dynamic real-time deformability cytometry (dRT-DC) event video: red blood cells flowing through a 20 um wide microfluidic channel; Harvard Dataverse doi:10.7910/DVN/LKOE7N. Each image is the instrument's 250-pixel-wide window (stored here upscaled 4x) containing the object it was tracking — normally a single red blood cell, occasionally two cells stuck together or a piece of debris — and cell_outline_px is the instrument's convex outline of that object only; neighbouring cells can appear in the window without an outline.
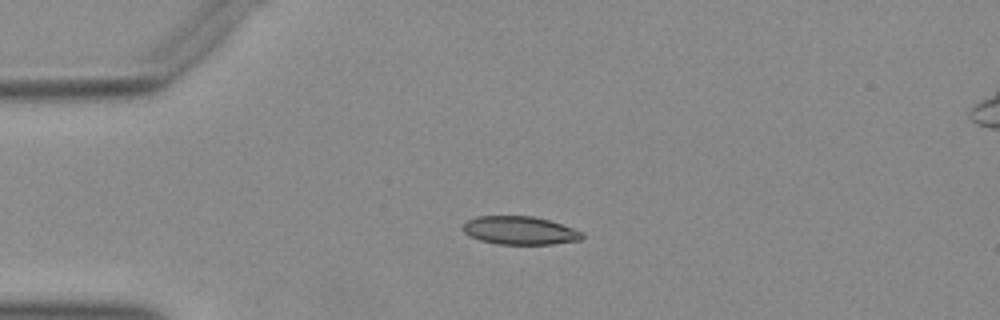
{"species": "Egyptian fruit bat (a non-hibernating species)", "species_latin": "Rousettus aegyptiacus", "temperature_condition": "warm", "stored_images_in_passage": 41, "camera_frame_rate_fps": 3000, "um_per_image_px": 0.085, "animal": {"sex": "female"}, "frame": {"image": 1, "passage_image": 1, "time_ms": 0.0, "image_size_px": [1000, 320], "cell_outline_px": [[584, 236], [580, 240], [552, 244], [496, 244], [480, 240], [468, 236], [460, 228], [468, 220], [476, 216], [532, 216], [548, 220], [584, 232]], "centroid_in_image_um": [44.15, 19.59], "position_along_channel_um": 40.9, "area_um2": 19.65}}
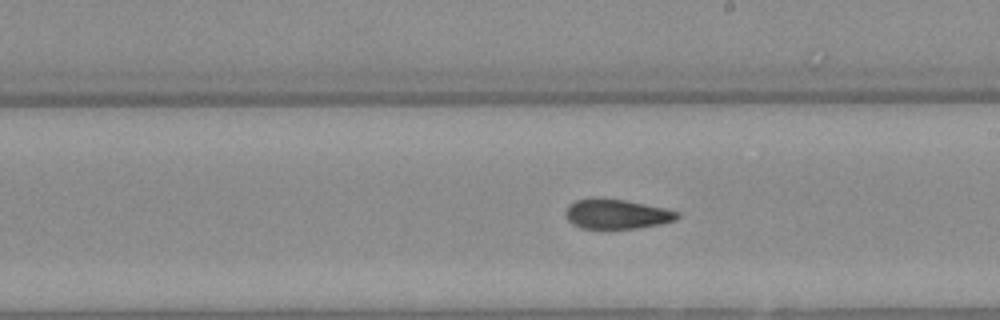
{"frame": {"image": 2, "passage_image": 18, "time_ms": 5.667, "image_size_px": [1000, 320], "cell_outline_px": [[680, 216], [676, 220], [660, 224], [636, 228], [580, 228], [572, 224], [568, 220], [564, 212], [576, 200], [596, 196], [624, 200], [664, 208], [680, 212]], "centroid_in_image_um": [52.41, 18.18], "position_along_channel_um": 236.6, "area_um2": 19.36}}
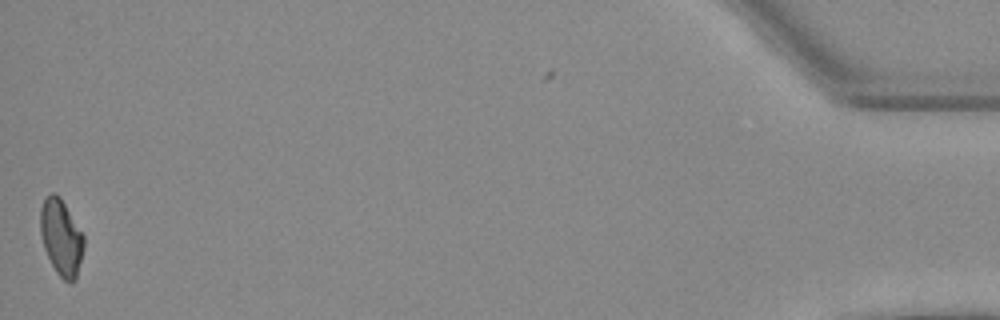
{"frame": {"image": 3, "passage_image": 40, "time_ms": 13.0, "image_size_px": [1000, 320], "cell_outline_px": [[84, 248], [76, 280], [72, 284], [64, 280], [56, 272], [44, 248], [40, 232], [40, 208], [44, 200], [52, 192], [60, 196], [84, 236]], "centroid_in_image_um": [5.21, 20.2], "position_along_channel_um": 430.0, "area_um2": 19.25}}